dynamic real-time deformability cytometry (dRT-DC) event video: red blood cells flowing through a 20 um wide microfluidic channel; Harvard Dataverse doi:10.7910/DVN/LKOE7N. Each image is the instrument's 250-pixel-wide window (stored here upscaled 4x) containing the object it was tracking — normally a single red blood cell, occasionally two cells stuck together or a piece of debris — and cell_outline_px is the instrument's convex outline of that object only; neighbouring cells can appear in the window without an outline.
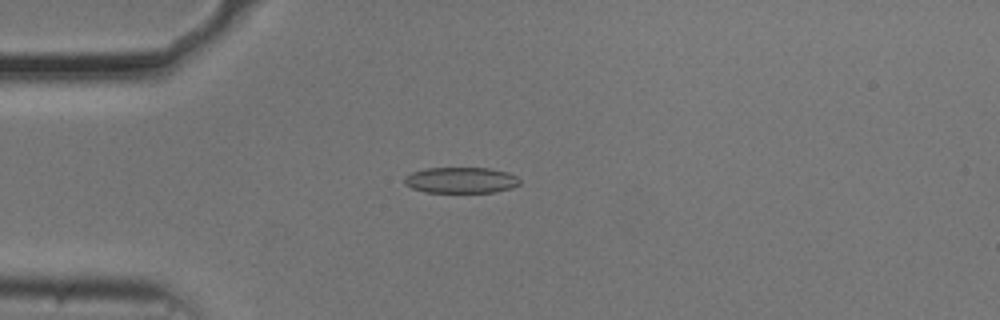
{"species": "common noctule bat (a hibernating species)", "species_latin": "Nyctalus noctula", "temperature_condition": "cold", "stored_images_in_passage": 41, "camera_frame_rate_fps": 3000, "um_per_image_px": 0.085, "animal": {"sex": "male", "body_mass_g": 20.5, "forearm_length_mm": 52.5}, "frame": {"image": 1, "passage_image": 1, "time_ms": 0.0, "image_size_px": [1000, 320], "cell_outline_px": [[520, 184], [512, 188], [492, 192], [424, 192], [412, 188], [404, 184], [404, 176], [412, 172], [428, 168], [488, 168], [508, 172], [516, 176], [520, 180]], "centroid_in_image_um": [39.17, 15.31], "position_along_channel_um": 45.8, "area_um2": 17.46}}
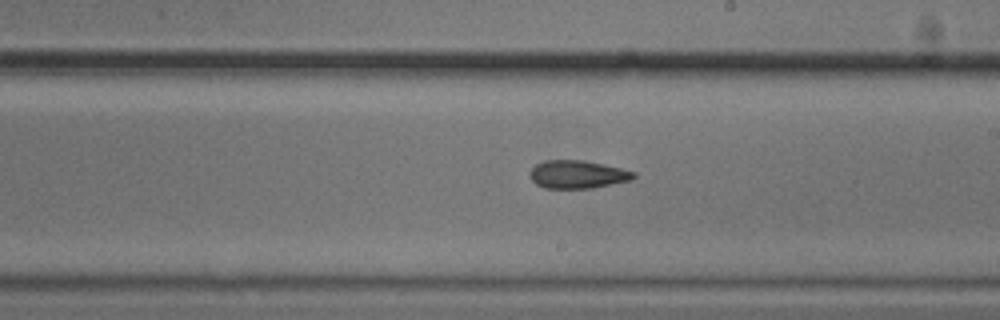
{"frame": {"image": 2, "passage_image": 18, "time_ms": 5.667, "image_size_px": [1000, 320], "cell_outline_px": [[636, 176], [632, 180], [592, 188], [544, 188], [536, 184], [532, 180], [532, 168], [536, 164], [544, 160], [580, 160], [604, 164], [636, 172]], "centroid_in_image_um": [49.12, 14.82], "position_along_channel_um": 239.9, "area_um2": 16.82}}
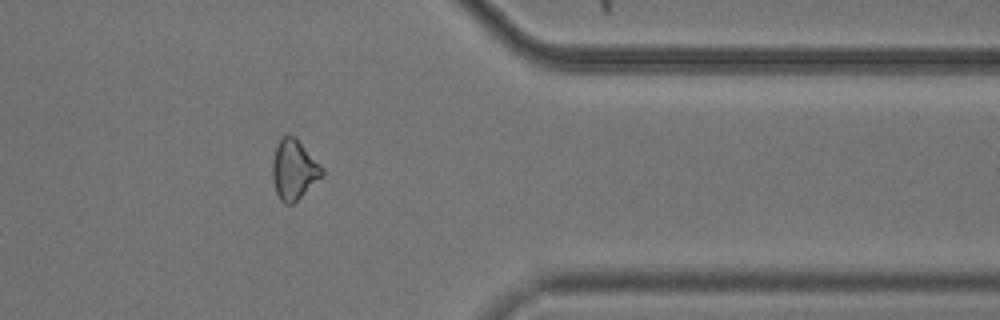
{"frame": {"image": 3, "passage_image": 31, "time_ms": 10.0, "image_size_px": [1000, 320], "cell_outline_px": [[324, 176], [292, 204], [284, 204], [280, 200], [276, 192], [272, 180], [272, 160], [276, 144], [280, 136], [296, 136], [324, 168]], "centroid_in_image_um": [24.99, 14.4], "position_along_channel_um": 386.4, "area_um2": 17.69}, "authors_computed_cell_mechanics": {"area_um2": 17.2822, "velocity_mm_per_s": 3.7068, "shape_relaxation_time_tau1_ms": null, "shape_relaxation_time_tau2_ms": 6.9264, "deformation_change_tau1": null, "deformation_change_tau2": 0.1518}}